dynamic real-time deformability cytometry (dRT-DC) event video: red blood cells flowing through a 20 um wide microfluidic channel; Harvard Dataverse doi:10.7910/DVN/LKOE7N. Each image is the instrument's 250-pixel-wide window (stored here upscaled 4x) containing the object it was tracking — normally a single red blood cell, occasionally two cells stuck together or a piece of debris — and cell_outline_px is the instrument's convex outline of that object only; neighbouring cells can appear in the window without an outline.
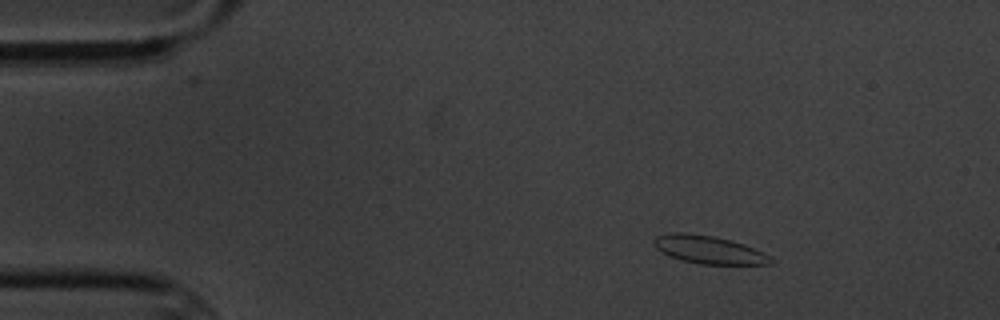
{"species": "common noctule bat (a hibernating species)", "species_latin": "Nyctalus noctula", "temperature_condition": "cold", "stored_images_in_passage": 5, "camera_frame_rate_fps": 3000, "um_per_image_px": 0.085, "animal": {"sex": "male", "body_mass_g": 20.1, "forearm_length_mm": 53.5}, "frame": {"image": 1, "passage_image": 1, "time_ms": 0.0, "image_size_px": [1000, 320], "cell_outline_px": [[772, 264], [700, 264], [680, 260], [668, 256], [656, 248], [652, 244], [652, 240], [656, 236], [672, 232], [688, 232], [712, 236], [732, 240], [744, 244], [768, 256], [772, 260]], "centroid_in_image_um": [60.15, 21.21], "position_along_channel_um": 24.8, "area_um2": 19.02}}
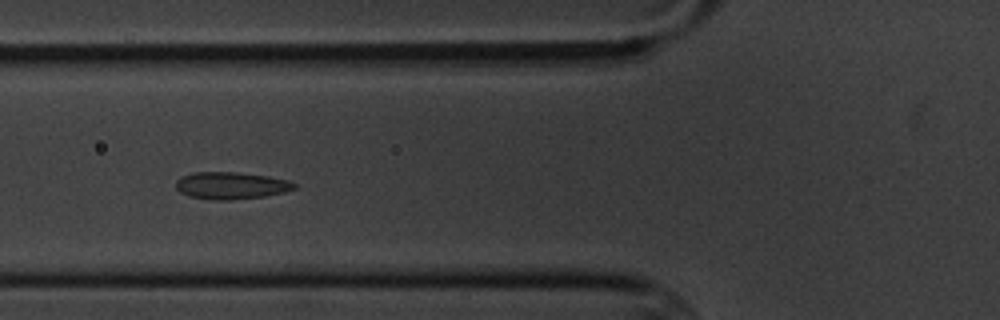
{"frame": {"image": 2, "passage_image": 4, "time_ms": 4.333, "image_size_px": [1000, 320], "cell_outline_px": [[296, 188], [284, 192], [264, 196], [232, 200], [216, 200], [188, 196], [180, 192], [176, 188], [176, 180], [180, 176], [192, 172], [236, 172], [268, 176], [288, 180], [296, 184]], "centroid_in_image_um": [19.61, 15.76], "position_along_channel_um": 106.2, "area_um2": 18.79}}
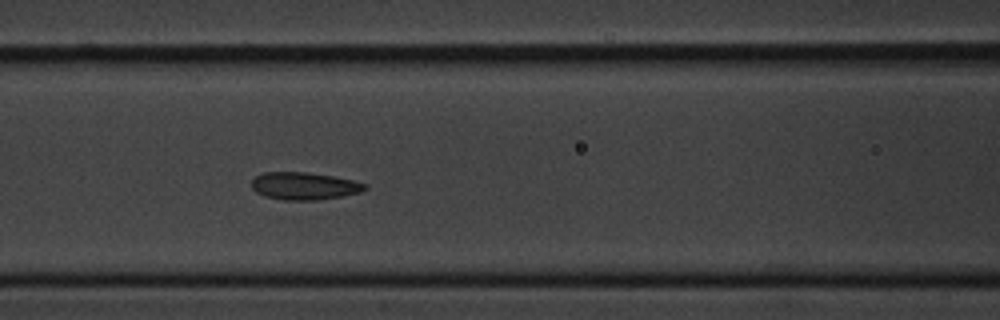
{"frame": {"image": 3, "passage_image": 5, "time_ms": 5.333, "image_size_px": [1000, 320], "cell_outline_px": [[368, 188], [360, 192], [344, 196], [316, 200], [284, 200], [264, 196], [256, 192], [252, 188], [252, 180], [256, 176], [264, 172], [304, 172], [332, 176], [352, 180], [368, 184]], "centroid_in_image_um": [25.87, 15.81], "position_along_channel_um": 140.7, "area_um2": 18.15}}